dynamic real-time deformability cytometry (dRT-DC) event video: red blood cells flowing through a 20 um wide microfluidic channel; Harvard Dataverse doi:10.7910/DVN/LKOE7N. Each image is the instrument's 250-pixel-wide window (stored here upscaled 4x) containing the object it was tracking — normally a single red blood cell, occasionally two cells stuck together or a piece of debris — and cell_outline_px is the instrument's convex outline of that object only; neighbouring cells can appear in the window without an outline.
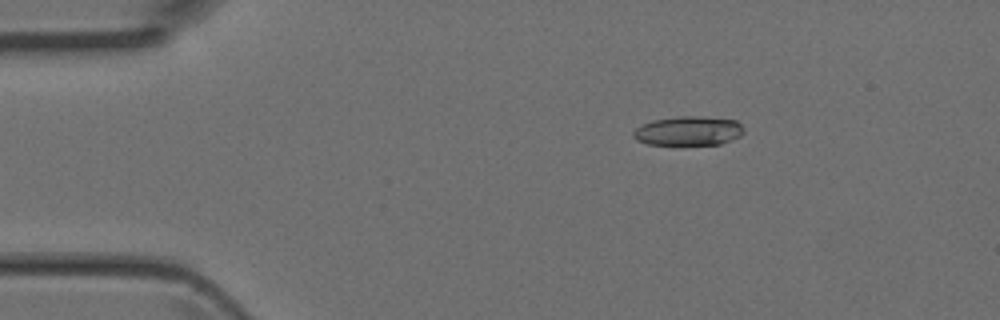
{"species": "Egyptian fruit bat (a non-hibernating species)", "species_latin": "Rousettus aegyptiacus", "temperature_condition": "room temperature", "stored_images_in_passage": 3, "camera_frame_rate_fps": 3000, "um_per_image_px": 0.085, "animal": {"sex": "female"}, "frame": {"image": 1, "passage_image": 1, "time_ms": 0.0, "image_size_px": [1000, 320], "cell_outline_px": [[744, 132], [740, 136], [732, 140], [720, 144], [648, 144], [636, 140], [632, 136], [632, 132], [636, 128], [652, 120], [680, 116], [704, 116], [736, 120], [744, 128]], "centroid_in_image_um": [58.53, 11.12], "position_along_channel_um": 26.5, "area_um2": 18.84}}